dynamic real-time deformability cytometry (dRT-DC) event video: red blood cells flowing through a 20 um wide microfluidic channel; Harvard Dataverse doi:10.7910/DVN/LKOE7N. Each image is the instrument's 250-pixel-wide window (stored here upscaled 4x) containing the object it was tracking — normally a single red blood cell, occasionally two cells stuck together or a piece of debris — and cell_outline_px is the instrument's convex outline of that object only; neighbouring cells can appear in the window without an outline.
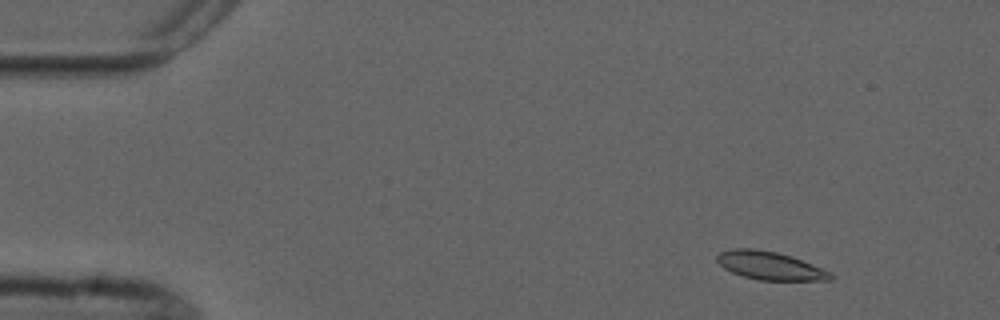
{"species": "common noctule bat (a hibernating species)", "species_latin": "Nyctalus noctula", "temperature_condition": "cold", "stored_images_in_passage": 4, "camera_frame_rate_fps": 3000, "um_per_image_px": 0.085, "animal": {"sex": "male", "forearm_length_mm": 52.5}, "frame": {"image": 1, "passage_image": 1, "time_ms": 0.0, "image_size_px": [1000, 320], "cell_outline_px": [[836, 276], [832, 280], [760, 280], [744, 276], [732, 272], [724, 268], [716, 260], [716, 256], [720, 252], [732, 248], [756, 248], [776, 252], [792, 256], [824, 268], [832, 272]], "centroid_in_image_um": [65.49, 22.57], "position_along_channel_um": 19.5, "area_um2": 18.84}}
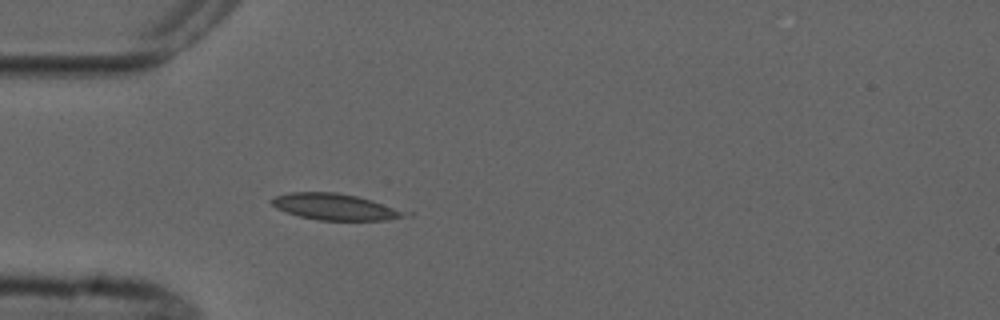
{"frame": {"image": 2, "passage_image": 4, "time_ms": 3.333, "image_size_px": [1000, 320], "cell_outline_px": [[404, 216], [384, 220], [320, 220], [300, 216], [276, 208], [268, 200], [276, 196], [288, 192], [336, 192], [356, 196], [372, 200], [392, 208], [400, 212]], "centroid_in_image_um": [28.31, 17.56], "position_along_channel_um": 56.7, "area_um2": 19.71}}